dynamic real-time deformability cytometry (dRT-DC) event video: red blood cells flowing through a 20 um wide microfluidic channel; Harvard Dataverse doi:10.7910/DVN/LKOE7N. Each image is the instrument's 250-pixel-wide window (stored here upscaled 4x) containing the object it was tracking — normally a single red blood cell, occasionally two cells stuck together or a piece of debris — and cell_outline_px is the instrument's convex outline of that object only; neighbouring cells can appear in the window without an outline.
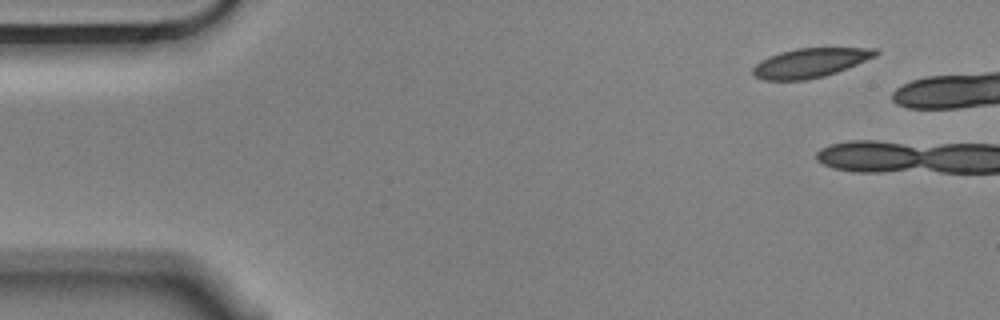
{"species": "Egyptian fruit bat (a non-hibernating species)", "species_latin": "Rousettus aegyptiacus", "temperature_condition": "cold", "stored_images_in_passage": 10, "camera_frame_rate_fps": 3000, "um_per_image_px": 0.085, "animal": {"sex": "male"}, "frame": {"image": 1, "passage_image": 1, "time_ms": 0.0, "image_size_px": [1000, 320], "cell_outline_px": [[880, 52], [876, 56], [836, 72], [824, 76], [808, 80], [764, 80], [752, 76], [752, 68], [760, 60], [768, 56], [780, 52], [796, 48], [876, 48]], "centroid_in_image_um": [68.82, 5.34], "position_along_channel_um": 16.2, "area_um2": 20.98}}